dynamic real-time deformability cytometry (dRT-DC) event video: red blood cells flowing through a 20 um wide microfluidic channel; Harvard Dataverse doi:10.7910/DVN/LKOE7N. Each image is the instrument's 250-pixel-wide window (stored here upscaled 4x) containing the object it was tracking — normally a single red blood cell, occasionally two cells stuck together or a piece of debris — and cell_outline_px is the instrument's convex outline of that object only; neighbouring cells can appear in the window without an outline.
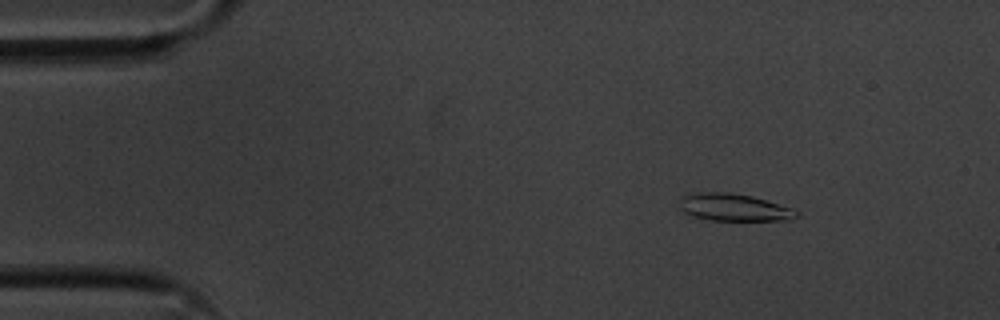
{"species": "common noctule bat (a hibernating species)", "species_latin": "Nyctalus noctula", "temperature_condition": "cold", "stored_images_in_passage": 55, "camera_frame_rate_fps": 3000, "um_per_image_px": 0.085, "animal": {"sex": "male", "body_mass_g": 20.1, "forearm_length_mm": 53.5}, "frame": {"image": 1, "passage_image": 7, "time_ms": 2.0, "image_size_px": [1000, 320], "cell_outline_px": [[800, 216], [792, 220], [712, 220], [692, 216], [684, 212], [680, 208], [680, 200], [684, 196], [696, 192], [732, 192], [752, 196], [792, 208], [800, 212]], "centroid_in_image_um": [62.42, 17.63], "position_along_channel_um": 22.6, "area_um2": 18.67}}
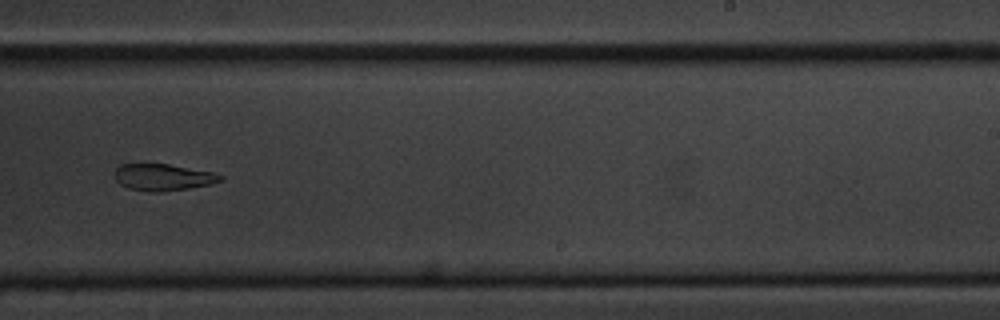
{"frame": {"image": 2, "passage_image": 34, "time_ms": 11.0, "image_size_px": [1000, 320], "cell_outline_px": [[224, 180], [212, 184], [188, 188], [160, 192], [148, 192], [128, 188], [120, 184], [116, 180], [116, 168], [120, 164], [168, 164], [212, 172], [224, 176]], "centroid_in_image_um": [13.88, 15.07], "position_along_channel_um": 275.1, "area_um2": 16.42}}
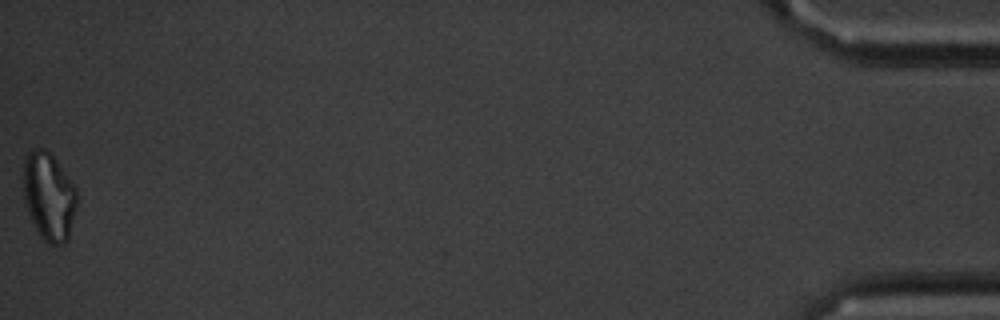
{"frame": {"image": 3, "passage_image": 55, "time_ms": 18.0, "image_size_px": [1000, 320], "cell_outline_px": [[76, 208], [68, 240], [64, 244], [56, 248], [48, 244], [36, 232], [28, 212], [24, 200], [24, 156], [28, 152], [36, 148], [44, 148], [52, 156], [76, 188]], "centroid_in_image_um": [4.15, 16.76], "position_along_channel_um": 431.1, "area_um2": 27.51}, "authors_computed_cell_mechanics": {"area_um2": 18.6116, "velocity_mm_per_s": 3.6059, "shape_relaxation_time_tau1_ms": 4.7188, "shape_relaxation_time_tau2_ms": null, "deformation_change_tau1": 0.1394, "deformation_change_tau2": null}}